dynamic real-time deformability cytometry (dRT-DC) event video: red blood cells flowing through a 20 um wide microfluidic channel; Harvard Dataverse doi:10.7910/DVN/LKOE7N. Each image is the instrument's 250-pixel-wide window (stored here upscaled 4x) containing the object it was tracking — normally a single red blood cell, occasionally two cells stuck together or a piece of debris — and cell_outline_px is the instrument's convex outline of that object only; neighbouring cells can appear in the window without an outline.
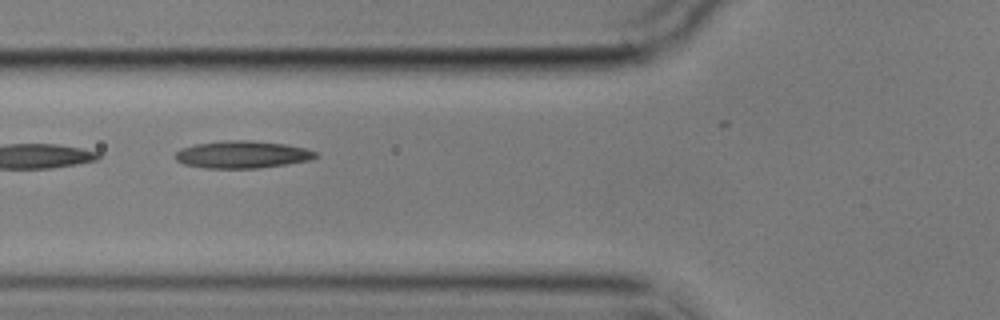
{"species": "common noctule bat (a hibernating species)", "species_latin": "Nyctalus noctula", "temperature_condition": "cold", "stored_images_in_passage": 9, "camera_frame_rate_fps": 3000, "um_per_image_px": 0.085, "animal": {"sex": "male", "body_mass_g": 17.9}, "frame": {"image": 1, "passage_image": 6, "time_ms": 5.667, "image_size_px": [1000, 320], "cell_outline_px": [[320, 156], [312, 160], [288, 164], [260, 168], [204, 168], [184, 164], [176, 160], [176, 152], [180, 148], [196, 144], [228, 140], [248, 140], [284, 144], [304, 148], [316, 152]], "centroid_in_image_um": [20.62, 13.14], "position_along_channel_um": 105.2, "area_um2": 22.37}}
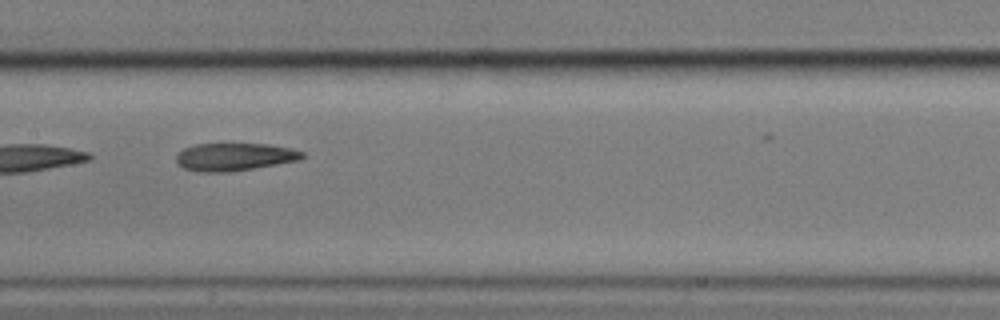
{"frame": {"image": 2, "passage_image": 8, "time_ms": 8.0, "image_size_px": [1000, 320], "cell_outline_px": [[304, 156], [300, 160], [228, 172], [200, 172], [184, 168], [176, 164], [176, 152], [184, 148], [196, 144], [268, 144], [292, 148], [304, 152]], "centroid_in_image_um": [19.9, 13.33], "position_along_channel_um": 187.5, "area_um2": 20.4}}
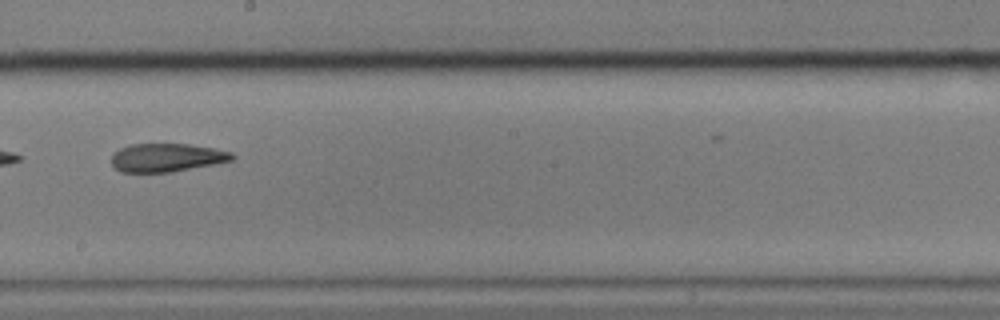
{"frame": {"image": 3, "passage_image": 9, "time_ms": 9.333, "image_size_px": [1000, 320], "cell_outline_px": [[236, 156], [232, 160], [172, 172], [120, 172], [112, 164], [112, 156], [120, 148], [128, 144], [188, 144], [212, 148], [232, 152]], "centroid_in_image_um": [14.16, 13.39], "position_along_channel_um": 234.0, "area_um2": 19.77}}